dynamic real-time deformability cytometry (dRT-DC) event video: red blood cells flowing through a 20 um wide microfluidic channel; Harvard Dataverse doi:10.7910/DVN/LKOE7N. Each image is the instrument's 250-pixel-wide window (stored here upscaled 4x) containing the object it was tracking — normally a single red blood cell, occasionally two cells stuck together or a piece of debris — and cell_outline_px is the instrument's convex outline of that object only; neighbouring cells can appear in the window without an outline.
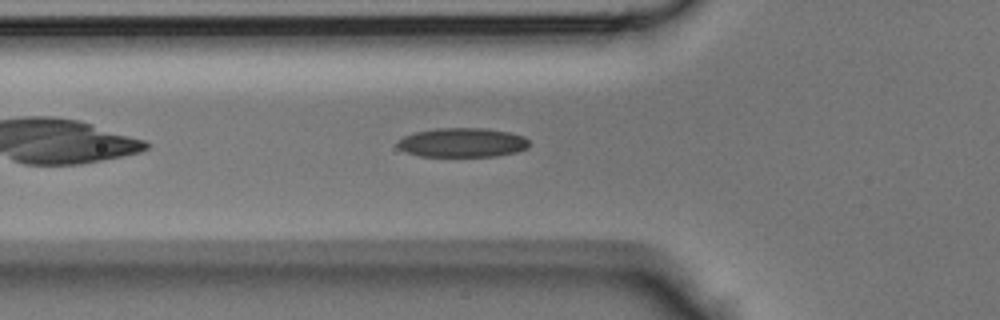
{"species": "Egyptian fruit bat (a non-hibernating species)", "species_latin": "Rousettus aegyptiacus", "temperature_condition": "room temperature", "stored_images_in_passage": 33, "camera_frame_rate_fps": 3000, "um_per_image_px": 0.085, "animal": {"sex": "male"}, "frame": {"image": 1, "passage_image": 4, "time_ms": 1.0, "image_size_px": [1000, 320], "cell_outline_px": [[528, 148], [516, 152], [496, 156], [420, 156], [408, 152], [400, 148], [396, 144], [404, 136], [416, 132], [436, 128], [484, 128], [508, 132], [524, 136], [528, 140]], "centroid_in_image_um": [39.33, 12.11], "position_along_channel_um": 86.5, "area_um2": 22.25}}
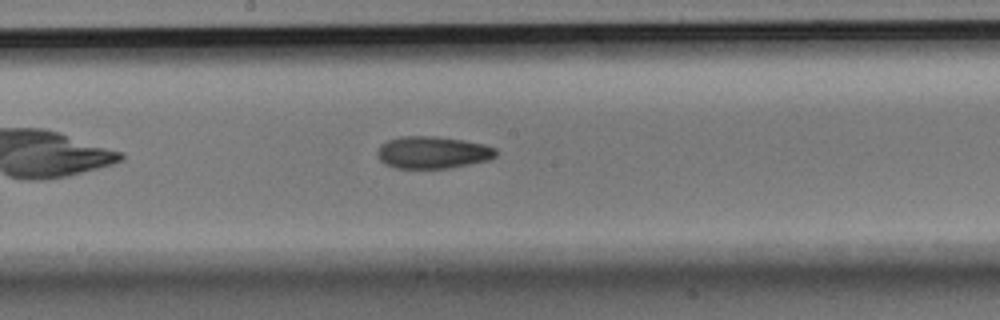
{"frame": {"image": 2, "passage_image": 12, "time_ms": 3.667, "image_size_px": [1000, 320], "cell_outline_px": [[496, 156], [488, 160], [448, 168], [396, 168], [380, 160], [376, 156], [376, 152], [380, 144], [388, 140], [400, 136], [436, 136], [464, 140], [484, 144], [496, 148]], "centroid_in_image_um": [36.76, 12.94], "position_along_channel_um": 211.4, "area_um2": 22.25}}
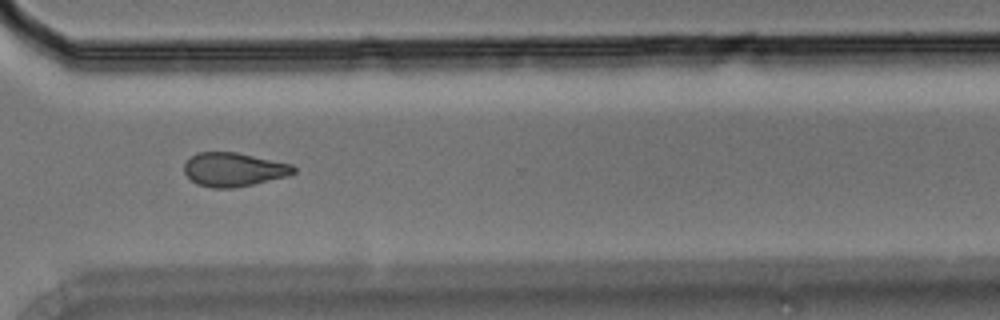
{"frame": {"image": 3, "passage_image": 21, "time_ms": 6.667, "image_size_px": [1000, 320], "cell_outline_px": [[296, 172], [288, 176], [252, 184], [232, 188], [212, 188], [196, 184], [184, 172], [184, 164], [196, 152], [236, 152], [292, 164], [296, 168]], "centroid_in_image_um": [19.87, 14.41], "position_along_channel_um": 350.7, "area_um2": 21.5}}